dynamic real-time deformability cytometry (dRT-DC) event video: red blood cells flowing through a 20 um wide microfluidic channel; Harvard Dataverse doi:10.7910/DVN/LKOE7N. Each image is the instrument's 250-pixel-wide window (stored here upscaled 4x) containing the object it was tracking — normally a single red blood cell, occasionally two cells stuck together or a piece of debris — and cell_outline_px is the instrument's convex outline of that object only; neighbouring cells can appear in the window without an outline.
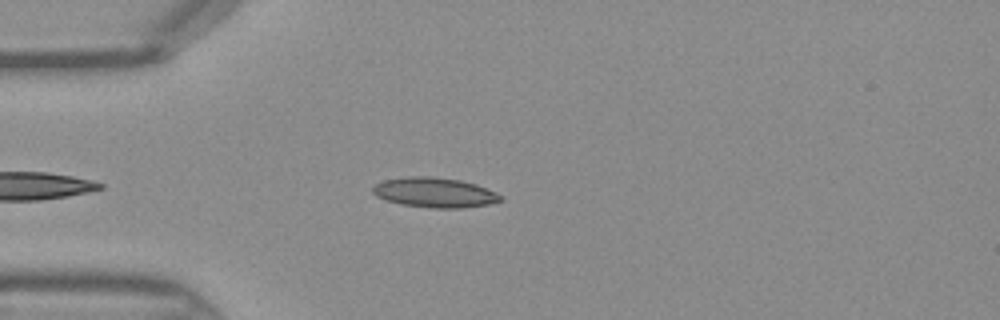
{"species": "Egyptian fruit bat (a non-hibernating species)", "species_latin": "Rousettus aegyptiacus", "temperature_condition": "warm", "stored_images_in_passage": 29, "camera_frame_rate_fps": 3000, "um_per_image_px": 0.085, "frame": {"image": 1, "passage_image": 1, "time_ms": 0.0, "image_size_px": [1000, 320], "cell_outline_px": [[504, 200], [488, 204], [460, 208], [432, 208], [400, 204], [376, 196], [372, 192], [372, 188], [376, 184], [384, 180], [408, 176], [432, 176], [460, 180], [476, 184], [496, 192], [504, 196]], "centroid_in_image_um": [36.97, 16.36], "position_along_channel_um": 48.0, "area_um2": 22.31}}
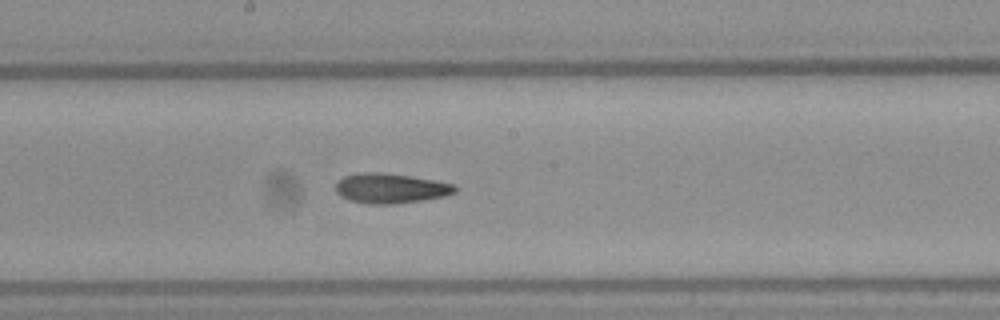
{"frame": {"image": 2, "passage_image": 13, "time_ms": 4.0, "image_size_px": [1000, 320], "cell_outline_px": [[456, 192], [444, 196], [420, 200], [392, 204], [372, 204], [352, 200], [336, 192], [336, 184], [344, 176], [364, 172], [380, 172], [408, 176], [456, 184]], "centroid_in_image_um": [33.22, 16.0], "position_along_channel_um": 215.0, "area_um2": 20.29}}
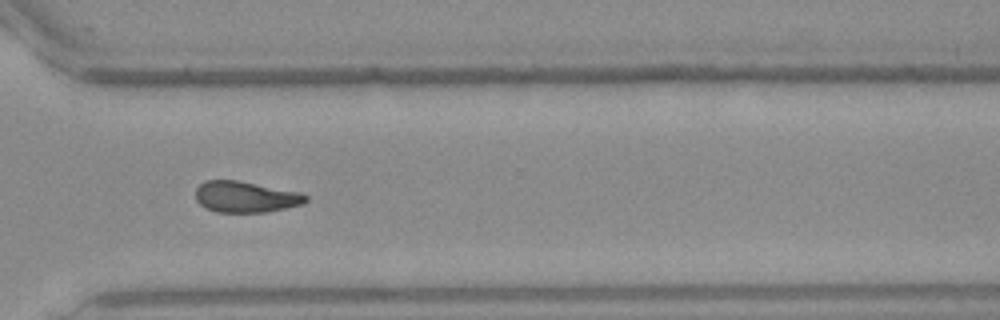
{"frame": {"image": 3, "passage_image": 22, "time_ms": 7.0, "image_size_px": [1000, 320], "cell_outline_px": [[308, 200], [304, 204], [268, 212], [216, 212], [200, 204], [196, 200], [196, 188], [204, 180], [240, 180], [296, 192], [308, 196]], "centroid_in_image_um": [20.86, 16.73], "position_along_channel_um": 349.7, "area_um2": 19.94}}